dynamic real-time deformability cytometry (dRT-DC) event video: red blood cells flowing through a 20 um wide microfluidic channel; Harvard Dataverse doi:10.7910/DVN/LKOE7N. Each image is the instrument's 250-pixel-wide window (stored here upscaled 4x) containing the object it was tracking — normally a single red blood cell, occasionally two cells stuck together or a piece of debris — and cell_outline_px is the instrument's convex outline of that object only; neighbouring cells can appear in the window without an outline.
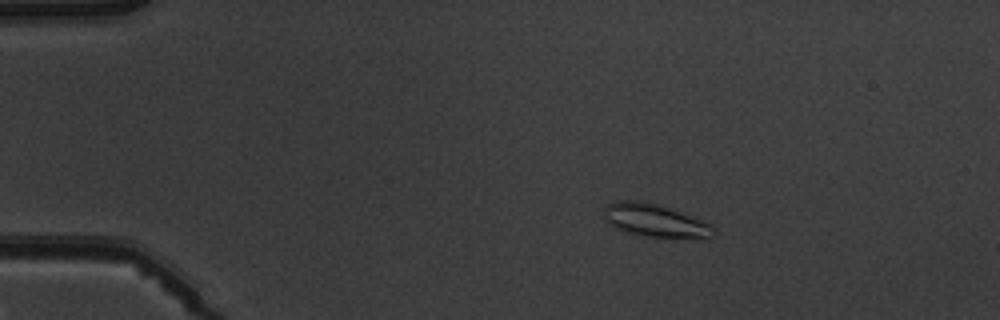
{"species": "common noctule bat (a hibernating species)", "species_latin": "Nyctalus noctula", "temperature_condition": "warm", "stored_images_in_passage": 5, "camera_frame_rate_fps": 3000, "um_per_image_px": 0.085, "animal": {"sex": "male", "body_mass_g": 19.5, "forearm_length_mm": 54.6}, "frame": {"image": 1, "passage_image": 3, "time_ms": 2.667, "image_size_px": [1000, 320], "cell_outline_px": [[716, 232], [708, 240], [644, 236], [628, 232], [616, 228], [608, 224], [604, 220], [604, 208], [608, 204], [620, 200], [640, 200], [656, 204], [692, 216], [712, 224], [716, 228]], "centroid_in_image_um": [55.75, 18.78], "position_along_channel_um": 29.3, "area_um2": 21.5}}
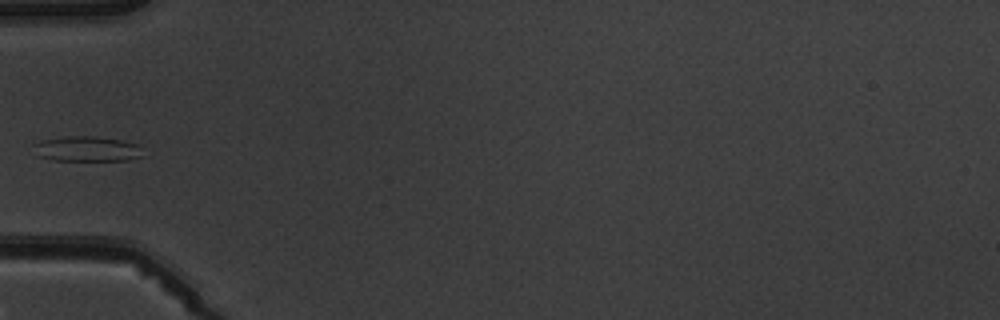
{"frame": {"image": 2, "passage_image": 5, "time_ms": 5.667, "image_size_px": [1000, 320], "cell_outline_px": [[144, 156], [128, 160], [52, 160], [40, 156], [32, 144], [44, 140], [68, 136], [92, 136], [120, 140], [136, 144]], "centroid_in_image_um": [7.4, 12.66], "position_along_channel_um": 77.6, "area_um2": 15.66}}